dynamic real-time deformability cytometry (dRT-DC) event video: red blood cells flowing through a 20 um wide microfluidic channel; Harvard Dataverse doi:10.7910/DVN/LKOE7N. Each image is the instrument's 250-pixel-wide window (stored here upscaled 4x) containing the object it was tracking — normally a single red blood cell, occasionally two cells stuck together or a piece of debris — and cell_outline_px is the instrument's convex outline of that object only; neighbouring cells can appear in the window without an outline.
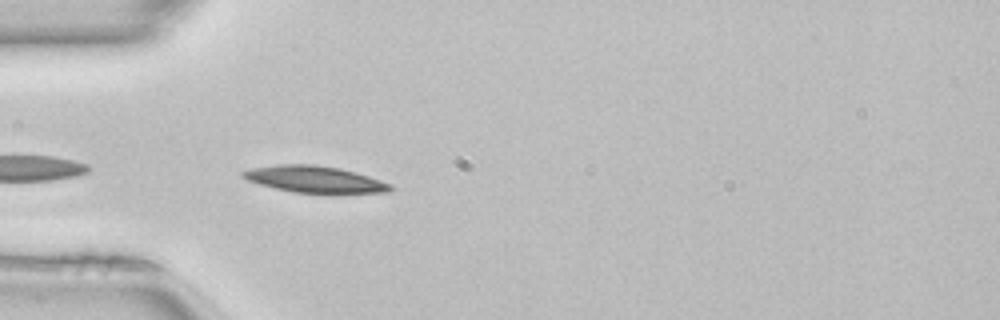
{"species": "common noctule bat (a hibernating species)", "species_latin": "Nyctalus noctula", "temperature_condition": "room temperature", "stored_images_in_passage": 5, "camera_frame_rate_fps": 3000, "um_per_image_px": 0.085, "animal": {"sex": "female", "body_mass_g": 22.7, "forearm_length_mm": 54.2}, "frame": {"image": 1, "passage_image": 1, "time_ms": 0.0, "image_size_px": [1000, 320], "cell_outline_px": [[392, 188], [388, 192], [292, 192], [260, 184], [248, 180], [240, 176], [240, 172], [252, 168], [280, 164], [316, 164], [340, 168], [356, 172], [392, 184]], "centroid_in_image_um": [26.71, 15.21], "position_along_channel_um": 58.3, "area_um2": 22.48}}